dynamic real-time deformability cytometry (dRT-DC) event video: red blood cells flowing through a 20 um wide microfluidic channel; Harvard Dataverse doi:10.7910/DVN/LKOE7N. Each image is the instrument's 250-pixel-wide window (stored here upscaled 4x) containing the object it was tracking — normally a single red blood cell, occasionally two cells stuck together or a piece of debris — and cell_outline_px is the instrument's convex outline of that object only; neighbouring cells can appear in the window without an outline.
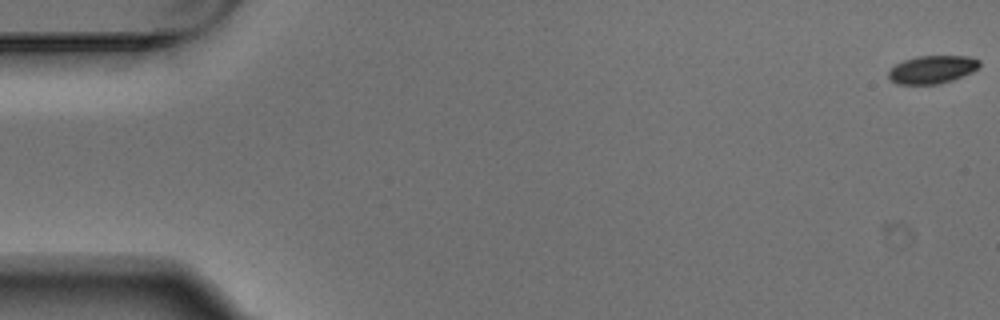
{"species": "Egyptian fruit bat (a non-hibernating species)", "species_latin": "Rousettus aegyptiacus", "temperature_condition": "warm", "stored_images_in_passage": 5, "camera_frame_rate_fps": 3000, "um_per_image_px": 0.085, "animal": {"sex": "male"}, "frame": {"image": 1, "passage_image": 1, "time_ms": 0.0, "image_size_px": [1000, 320], "cell_outline_px": [[980, 64], [972, 72], [952, 80], [936, 84], [896, 84], [888, 76], [888, 72], [896, 64], [904, 60], [916, 56], [968, 56], [980, 60]], "centroid_in_image_um": [79.23, 5.9], "position_along_channel_um": 5.8, "area_um2": 14.68}}
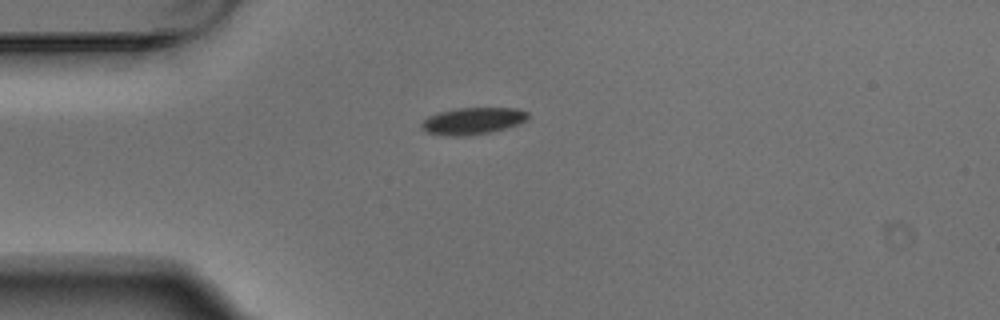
{"frame": {"image": 2, "passage_image": 5, "time_ms": 1.333, "image_size_px": [1000, 320], "cell_outline_px": [[528, 120], [504, 128], [488, 132], [464, 136], [448, 136], [424, 132], [420, 128], [420, 124], [428, 116], [440, 112], [456, 108], [516, 108], [528, 112]], "centroid_in_image_um": [40.13, 10.28], "position_along_channel_um": 44.9, "area_um2": 16.59}}